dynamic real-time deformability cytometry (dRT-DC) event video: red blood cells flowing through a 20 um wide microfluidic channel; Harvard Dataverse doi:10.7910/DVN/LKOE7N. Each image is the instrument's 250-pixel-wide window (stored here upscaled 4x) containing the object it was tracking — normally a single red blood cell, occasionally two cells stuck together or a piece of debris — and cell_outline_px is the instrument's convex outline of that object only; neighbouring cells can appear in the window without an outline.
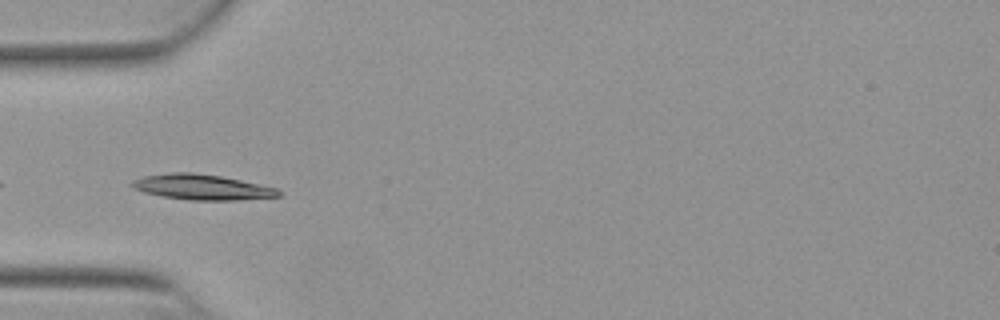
{"species": "Egyptian fruit bat (a non-hibernating species)", "species_latin": "Rousettus aegyptiacus", "temperature_condition": "warm", "stored_images_in_passage": 38, "camera_frame_rate_fps": 3000, "um_per_image_px": 0.085, "animal": {"sex": "female"}, "frame": {"image": 1, "passage_image": 2, "time_ms": 0.333, "image_size_px": [1000, 320], "cell_outline_px": [[280, 196], [240, 200], [188, 200], [164, 196], [144, 192], [132, 188], [128, 184], [132, 180], [144, 176], [168, 172], [192, 172], [220, 176], [260, 184], [276, 188], [280, 192]], "centroid_in_image_um": [17.12, 15.9], "position_along_channel_um": 67.9, "area_um2": 21.68}}
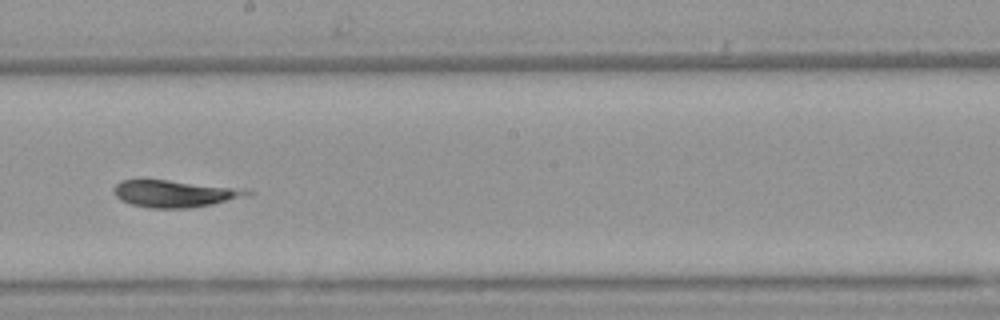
{"frame": {"image": 2, "passage_image": 15, "time_ms": 4.667, "image_size_px": [1000, 320], "cell_outline_px": [[256, 192], [252, 196], [212, 204], [188, 208], [152, 208], [132, 204], [120, 200], [112, 192], [112, 188], [120, 180], [168, 180], [244, 188]], "centroid_in_image_um": [14.92, 16.45], "position_along_channel_um": 233.3, "area_um2": 21.27}}
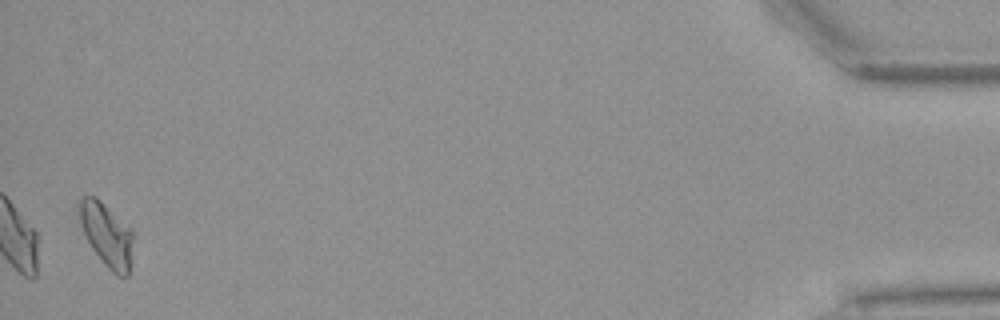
{"frame": {"image": 3, "passage_image": 37, "time_ms": 12.0, "image_size_px": [1000, 320], "cell_outline_px": [[132, 240], [128, 276], [116, 276], [108, 268], [92, 248], [80, 224], [76, 204], [84, 196], [96, 196], [132, 228]], "centroid_in_image_um": [9.04, 19.9], "position_along_channel_um": 426.2, "area_um2": 19.88}}